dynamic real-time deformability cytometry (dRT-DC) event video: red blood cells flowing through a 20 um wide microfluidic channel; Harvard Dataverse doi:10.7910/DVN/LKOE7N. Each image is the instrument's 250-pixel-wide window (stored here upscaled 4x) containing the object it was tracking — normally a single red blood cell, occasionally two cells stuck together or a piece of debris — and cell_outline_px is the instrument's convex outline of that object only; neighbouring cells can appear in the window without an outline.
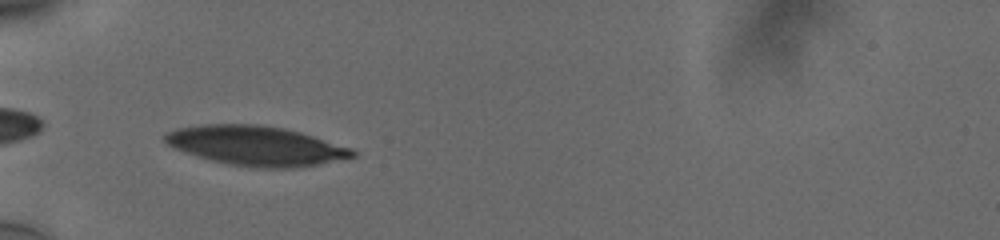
{"species": "human", "species_latin": "Homo sapiens", "temperature_condition": "cold", "stored_images_in_passage": 37, "camera_frame_rate_fps": 3000, "um_per_image_px": 0.085, "donor": {"sex": "male"}, "frame": {"image": 1, "passage_image": 1, "time_ms": 0.0, "image_size_px": [1000, 240], "cell_outline_px": [[356, 156], [320, 164], [296, 168], [252, 168], [228, 164], [208, 160], [196, 156], [176, 148], [168, 144], [164, 140], [164, 136], [168, 132], [176, 128], [204, 124], [260, 124], [284, 128], [300, 132], [352, 148], [356, 152]], "centroid_in_image_um": [21.77, 12.39], "position_along_channel_um": 63.2, "area_um2": 43.35}}
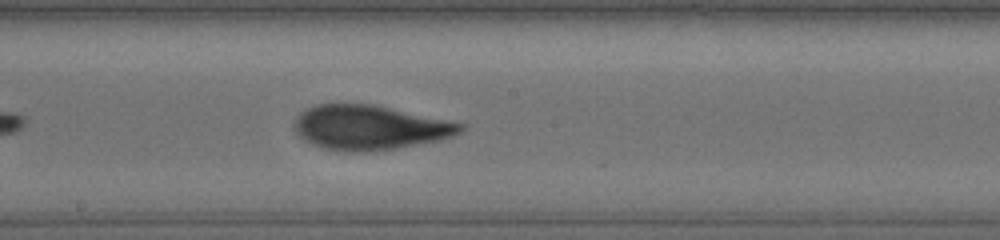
{"frame": {"image": 2, "passage_image": 14, "time_ms": 4.333, "image_size_px": [1000, 240], "cell_outline_px": [[468, 124], [460, 132], [452, 136], [440, 140], [396, 148], [368, 152], [348, 152], [324, 148], [312, 144], [304, 140], [292, 128], [292, 124], [296, 116], [300, 112], [308, 108], [320, 104], [376, 104]], "centroid_in_image_um": [31.43, 10.83], "position_along_channel_um": 216.8, "area_um2": 43.52}}
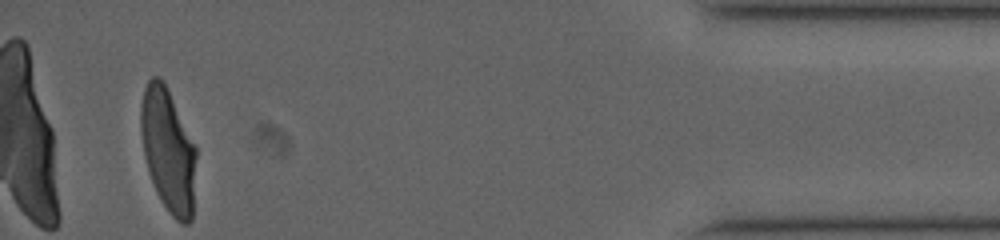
{"frame": {"image": 3, "passage_image": 35, "time_ms": 11.333, "image_size_px": [1000, 240], "cell_outline_px": [[196, 156], [192, 220], [188, 224], [184, 224], [176, 220], [172, 216], [160, 200], [156, 192], [148, 172], [144, 156], [140, 132], [140, 104], [144, 88], [148, 80], [152, 76], [160, 76], [164, 80], [196, 148]], "centroid_in_image_um": [14.27, 12.75], "position_along_channel_um": 420.9, "area_um2": 40.11}, "authors_computed_cell_mechanics": {"area_um2": 42.483, "velocity_mm_per_s": 3.7571, "shape_relaxation_time_tau1_ms": 4.9105, "shape_relaxation_time_tau2_ms": 1.0102, "deformation_change_tau1": 0.1788, "deformation_change_tau2": 0.0672}}